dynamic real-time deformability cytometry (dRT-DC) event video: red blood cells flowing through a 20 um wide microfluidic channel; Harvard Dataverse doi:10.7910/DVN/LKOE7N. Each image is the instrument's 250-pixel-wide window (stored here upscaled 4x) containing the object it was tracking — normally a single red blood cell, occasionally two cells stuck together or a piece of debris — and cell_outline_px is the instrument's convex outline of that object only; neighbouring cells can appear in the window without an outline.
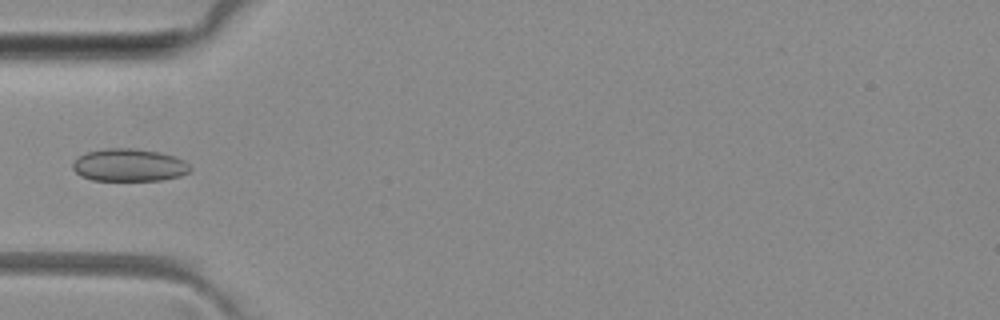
{"species": "common noctule bat (a hibernating species)", "species_latin": "Nyctalus noctula", "temperature_condition": "room temperature", "stored_images_in_passage": 3, "camera_frame_rate_fps": 3000, "um_per_image_px": 0.085, "animal": {"sex": "female", "body_mass_g": 29.2, "forearm_length_mm": 56.3}, "frame": {"image": 1, "passage_image": 3, "time_ms": 3.0, "image_size_px": [1000, 320], "cell_outline_px": [[192, 168], [188, 172], [180, 176], [160, 180], [92, 180], [80, 176], [72, 168], [72, 164], [80, 156], [88, 152], [104, 148], [136, 148], [160, 152], [176, 156], [184, 160]], "centroid_in_image_um": [10.99, 14.03], "position_along_channel_um": 74.0, "area_um2": 22.37}}